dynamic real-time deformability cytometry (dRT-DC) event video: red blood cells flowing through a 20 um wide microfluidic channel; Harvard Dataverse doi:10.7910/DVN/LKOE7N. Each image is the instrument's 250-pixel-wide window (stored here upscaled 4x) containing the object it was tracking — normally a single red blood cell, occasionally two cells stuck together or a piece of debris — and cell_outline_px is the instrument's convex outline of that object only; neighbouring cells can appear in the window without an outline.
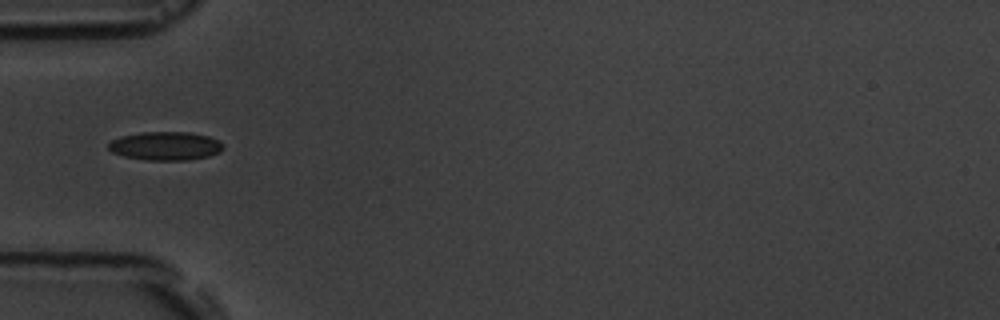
{"species": "common noctule bat (a hibernating species)", "species_latin": "Nyctalus noctula", "temperature_condition": "room temperature", "stored_images_in_passage": 8, "camera_frame_rate_fps": 3000, "um_per_image_px": 0.085, "animal": {"sex": "male", "body_mass_g": 19.5, "forearm_length_mm": 54.6}, "frame": {"image": 1, "passage_image": 5, "time_ms": 5.333, "image_size_px": [1000, 320], "cell_outline_px": [[224, 148], [220, 152], [208, 156], [188, 160], [144, 160], [124, 156], [112, 152], [108, 148], [108, 144], [112, 140], [120, 136], [140, 132], [188, 132], [208, 136], [220, 140], [224, 144]], "centroid_in_image_um": [14.08, 12.4], "position_along_channel_um": 70.9, "area_um2": 19.25}}
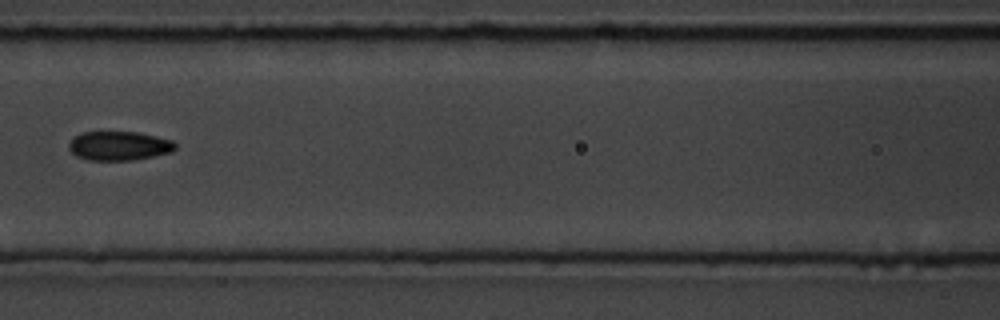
{"frame": {"image": 2, "passage_image": 7, "time_ms": 7.667, "image_size_px": [1000, 320], "cell_outline_px": [[176, 148], [172, 152], [132, 160], [88, 160], [76, 156], [68, 148], [68, 144], [80, 132], [140, 132], [172, 140], [176, 144]], "centroid_in_image_um": [10.12, 12.39], "position_along_channel_um": 156.5, "area_um2": 18.03}}
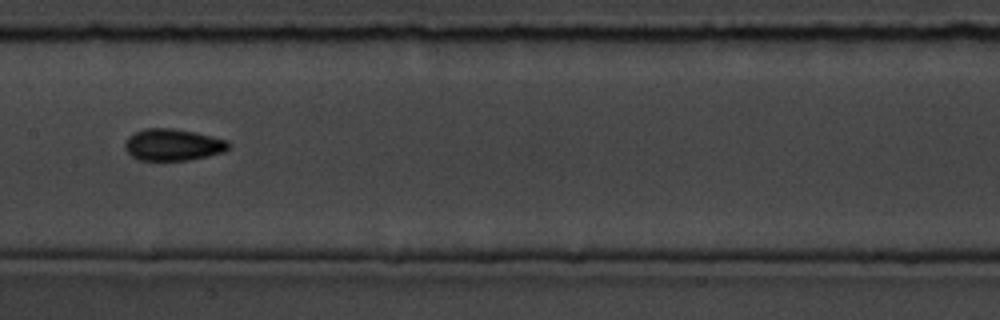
{"frame": {"image": 3, "passage_image": 8, "time_ms": 8.667, "image_size_px": [1000, 320], "cell_outline_px": [[232, 144], [224, 152], [188, 160], [140, 160], [132, 156], [124, 148], [124, 144], [128, 136], [144, 128], [172, 128], [196, 132], [228, 140]], "centroid_in_image_um": [14.71, 12.29], "position_along_channel_um": 192.7, "area_um2": 19.25}}